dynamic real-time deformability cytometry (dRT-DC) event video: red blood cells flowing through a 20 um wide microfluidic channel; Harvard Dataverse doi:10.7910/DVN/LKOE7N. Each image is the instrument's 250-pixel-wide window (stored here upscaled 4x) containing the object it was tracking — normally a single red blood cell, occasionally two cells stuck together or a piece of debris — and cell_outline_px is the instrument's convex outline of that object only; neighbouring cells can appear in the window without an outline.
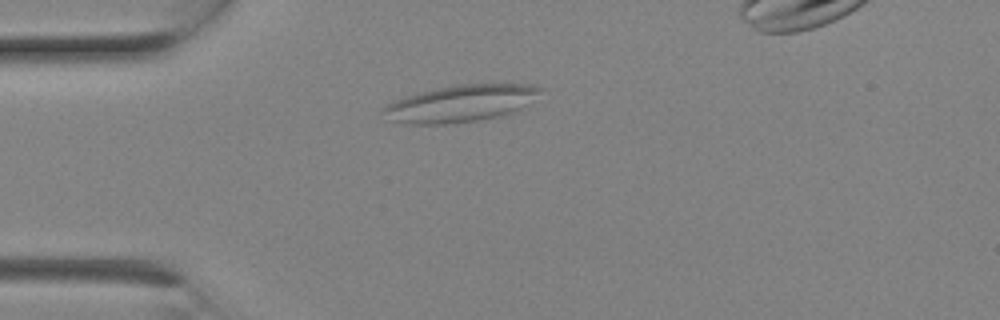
{"species": "Egyptian fruit bat (a non-hibernating species)", "species_latin": "Rousettus aegyptiacus", "temperature_condition": "room temperature", "stored_images_in_passage": 1, "camera_frame_rate_fps": 3000, "um_per_image_px": 0.085, "animal": {"sex": "female"}, "frame": {"image": 1, "passage_image": 1, "time_ms": 0.0, "image_size_px": [1000, 320], "cell_outline_px": [[544, 88], [520, 112], [500, 116], [476, 120], [448, 124], [404, 124], [392, 120], [384, 108], [388, 104], [396, 100], [420, 92], [460, 84], [532, 84]], "centroid_in_image_um": [39.28, 8.79], "position_along_channel_um": 45.7, "area_um2": 33.35}}